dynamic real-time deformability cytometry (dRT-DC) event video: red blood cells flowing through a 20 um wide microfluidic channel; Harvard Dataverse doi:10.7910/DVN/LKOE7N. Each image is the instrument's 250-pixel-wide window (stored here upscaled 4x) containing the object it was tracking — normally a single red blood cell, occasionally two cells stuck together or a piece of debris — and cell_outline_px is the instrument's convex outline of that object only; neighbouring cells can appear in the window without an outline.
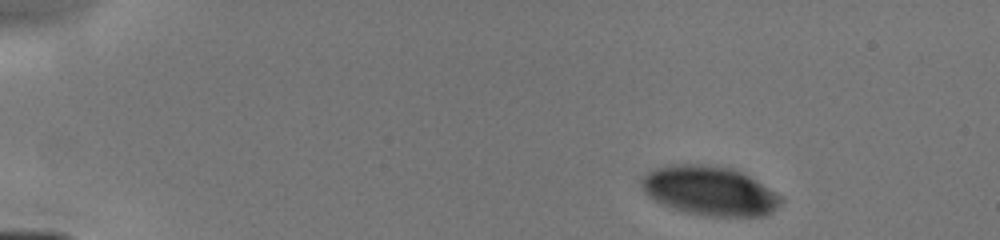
{"species": "human", "species_latin": "Homo sapiens", "temperature_condition": "cold", "stored_images_in_passage": 9, "camera_frame_rate_fps": 3000, "um_per_image_px": 0.085, "donor": {"sex": "male"}, "frame": {"image": 1, "passage_image": 1, "time_ms": 0.0, "image_size_px": [1000, 240], "cell_outline_px": [[784, 200], [768, 216], [708, 216], [684, 212], [672, 208], [648, 196], [644, 192], [640, 184], [640, 180], [648, 172], [656, 168], [676, 164], [696, 164], [732, 168], [756, 180], [784, 196]], "centroid_in_image_um": [60.35, 16.23], "position_along_channel_um": 24.6, "area_um2": 40.0}}
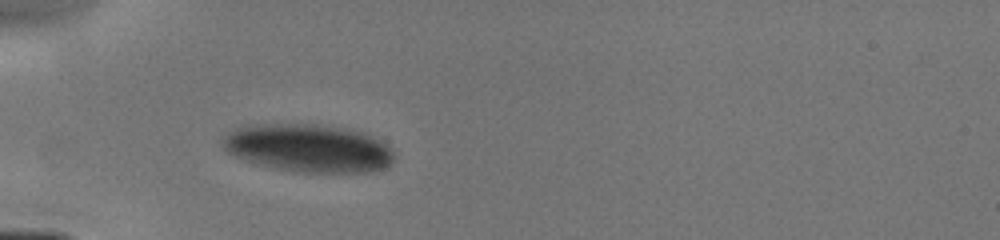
{"frame": {"image": 2, "passage_image": 5, "time_ms": 3.0, "image_size_px": [1000, 240], "cell_outline_px": [[396, 160], [384, 168], [368, 172], [292, 172], [272, 168], [232, 156], [224, 152], [220, 144], [220, 136], [240, 124], [316, 124], [348, 128], [368, 132], [388, 144], [396, 152]], "centroid_in_image_um": [26.18, 12.57], "position_along_channel_um": 58.8, "area_um2": 49.59}}
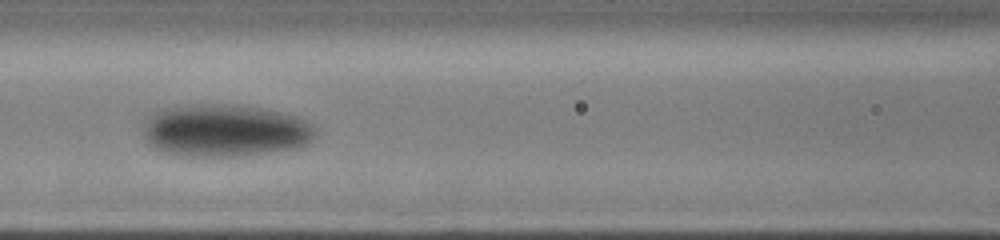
{"frame": {"image": 3, "passage_image": 8, "time_ms": 5.333, "image_size_px": [1000, 240], "cell_outline_px": [[316, 136], [308, 144], [300, 148], [272, 152], [236, 156], [184, 156], [164, 152], [152, 148], [148, 144], [144, 136], [144, 116], [152, 112], [176, 104], [236, 104], [260, 108], [300, 116], [312, 124], [316, 128]], "centroid_in_image_um": [19.11, 11.08], "position_along_channel_um": 147.5, "area_um2": 53.87}}